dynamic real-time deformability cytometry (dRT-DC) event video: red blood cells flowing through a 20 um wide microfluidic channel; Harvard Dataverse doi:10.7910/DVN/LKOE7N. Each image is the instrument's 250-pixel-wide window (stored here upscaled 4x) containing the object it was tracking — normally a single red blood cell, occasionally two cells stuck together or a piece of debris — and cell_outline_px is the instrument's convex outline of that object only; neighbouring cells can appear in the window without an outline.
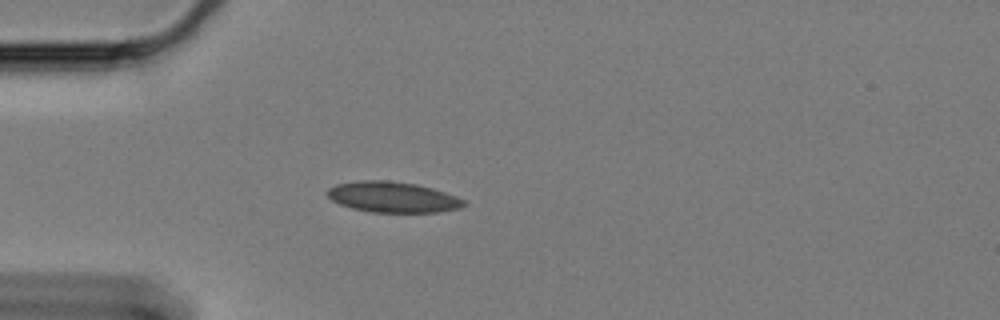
{"species": "Egyptian fruit bat (a non-hibernating species)", "species_latin": "Rousettus aegyptiacus", "temperature_condition": "cold", "stored_images_in_passage": 45, "camera_frame_rate_fps": 3000, "um_per_image_px": 0.085, "animal": {"sex": "female"}, "frame": {"image": 1, "passage_image": 1, "time_ms": 0.0, "image_size_px": [1000, 320], "cell_outline_px": [[468, 204], [460, 208], [436, 212], [372, 212], [352, 208], [340, 204], [332, 200], [328, 196], [328, 188], [336, 184], [360, 180], [384, 180], [416, 184], [432, 188], [456, 196], [464, 200]], "centroid_in_image_um": [33.39, 16.75], "position_along_channel_um": 51.6, "area_um2": 24.28}}
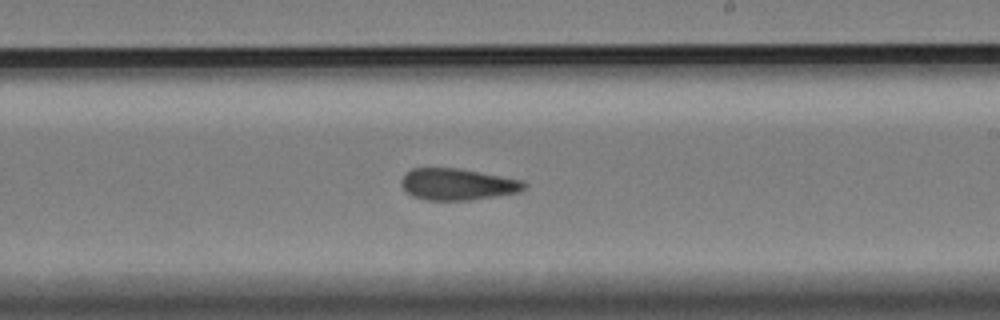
{"frame": {"image": 2, "passage_image": 20, "time_ms": 6.333, "image_size_px": [1000, 320], "cell_outline_px": [[528, 184], [520, 192], [496, 196], [468, 200], [424, 200], [412, 196], [400, 184], [400, 180], [412, 168], [460, 168], [524, 180]], "centroid_in_image_um": [38.92, 15.66], "position_along_channel_um": 250.1, "area_um2": 22.72}}
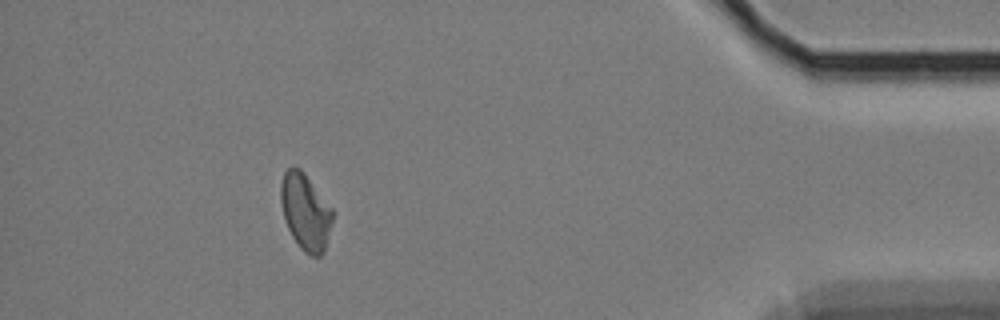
{"frame": {"image": 3, "passage_image": 39, "time_ms": 12.667, "image_size_px": [1000, 320], "cell_outline_px": [[332, 220], [324, 252], [320, 256], [312, 256], [304, 252], [300, 248], [292, 236], [284, 220], [280, 200], [280, 184], [284, 172], [292, 164], [300, 168], [304, 172], [332, 208]], "centroid_in_image_um": [25.93, 17.98], "position_along_channel_um": 409.3, "area_um2": 23.12}, "authors_computed_cell_mechanics": {"area_um2": 23.2356, "velocity_mm_per_s": 3.2942, "shape_relaxation_time_tau1_ms": null, "shape_relaxation_time_tau2_ms": 4.0375, "deformation_change_tau1": null, "deformation_change_tau2": 0.0927}}